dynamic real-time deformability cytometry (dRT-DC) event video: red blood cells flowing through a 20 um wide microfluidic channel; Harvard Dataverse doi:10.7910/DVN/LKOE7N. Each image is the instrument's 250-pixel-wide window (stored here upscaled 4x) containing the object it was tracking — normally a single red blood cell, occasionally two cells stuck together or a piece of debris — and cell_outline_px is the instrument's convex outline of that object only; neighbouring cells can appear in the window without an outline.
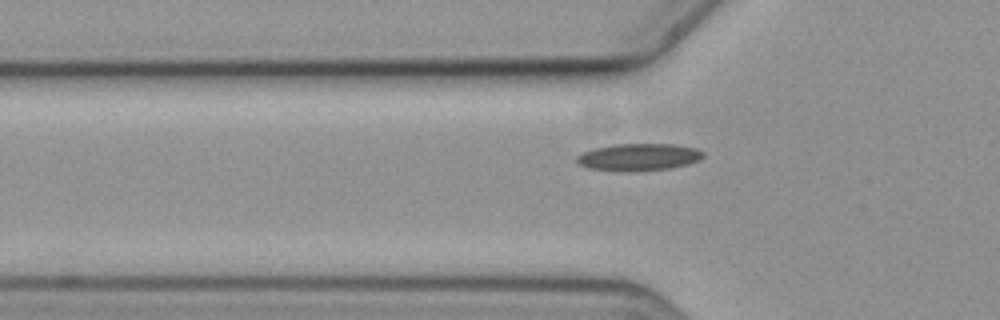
{"species": "common noctule bat (a hibernating species)", "species_latin": "Nyctalus noctula", "temperature_condition": "cold", "stored_images_in_passage": 35, "camera_frame_rate_fps": 3000, "um_per_image_px": 0.085, "animal": {"sex": "female", "body_mass_g": 19.3, "forearm_length_mm": 54.1}, "frame": {"image": 1, "passage_image": 3, "time_ms": 0.667, "image_size_px": [1000, 320], "cell_outline_px": [[704, 156], [700, 160], [688, 164], [668, 168], [628, 172], [620, 172], [588, 168], [580, 164], [576, 160], [576, 156], [580, 152], [596, 148], [616, 144], [672, 144], [696, 148], [704, 152]], "centroid_in_image_um": [54.27, 13.36], "position_along_channel_um": 71.5, "area_um2": 20.11}}
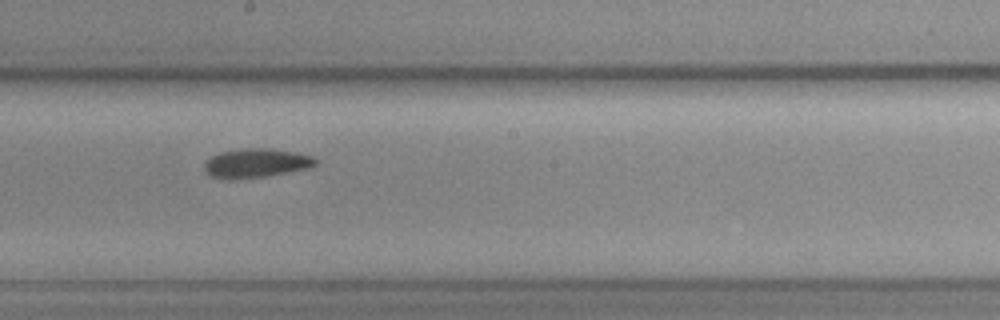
{"frame": {"image": 2, "passage_image": 16, "time_ms": 5.0, "image_size_px": [1000, 320], "cell_outline_px": [[320, 160], [316, 164], [308, 168], [288, 172], [264, 176], [232, 180], [228, 180], [212, 176], [204, 172], [204, 164], [212, 156], [220, 152], [244, 148], [268, 148], [296, 152], [312, 156]], "centroid_in_image_um": [21.77, 13.86], "position_along_channel_um": 226.4, "area_um2": 18.9}}
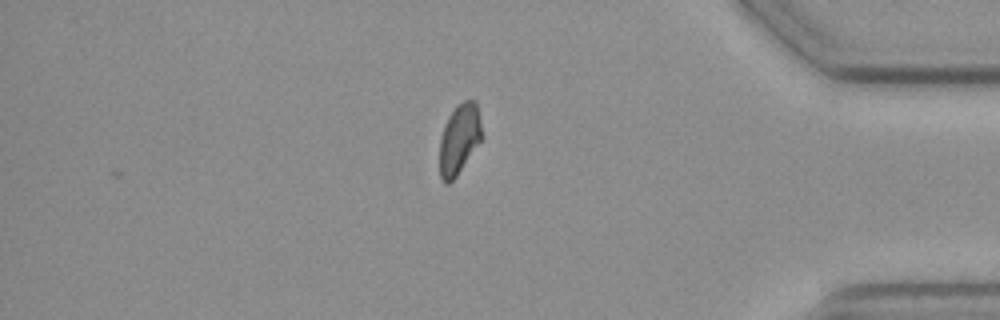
{"frame": {"image": 3, "passage_image": 33, "time_ms": 10.667, "image_size_px": [1000, 320], "cell_outline_px": [[484, 136], [456, 176], [448, 184], [444, 184], [440, 176], [440, 136], [444, 124], [448, 116], [456, 104], [464, 100], [476, 100], [480, 116]], "centroid_in_image_um": [39.05, 11.77], "position_along_channel_um": 396.1, "area_um2": 17.57}}